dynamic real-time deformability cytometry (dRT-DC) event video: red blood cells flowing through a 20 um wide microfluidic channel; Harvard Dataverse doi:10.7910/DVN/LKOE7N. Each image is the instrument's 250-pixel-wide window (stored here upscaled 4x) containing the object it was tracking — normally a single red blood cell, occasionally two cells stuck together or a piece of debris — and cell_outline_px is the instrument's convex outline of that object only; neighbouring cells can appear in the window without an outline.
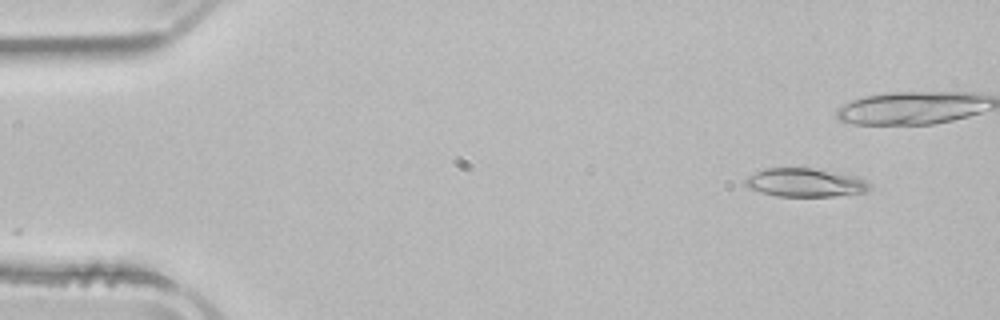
{"species": "common noctule bat (a hibernating species)", "species_latin": "Nyctalus noctula", "temperature_condition": "room temperature", "stored_images_in_passage": 41, "camera_frame_rate_fps": 3000, "um_per_image_px": 0.085, "animal": {"sex": "male", "body_mass_g": 21.5, "forearm_length_mm": 52.0}, "frame": {"image": 1, "passage_image": 5, "time_ms": 1.333, "image_size_px": [1000, 320], "cell_outline_px": [[872, 184], [864, 192], [832, 196], [776, 196], [760, 192], [748, 188], [744, 184], [744, 180], [748, 176], [764, 168], [812, 168], [856, 176]], "centroid_in_image_um": [68.39, 15.52], "position_along_channel_um": 16.6, "area_um2": 20.52}}
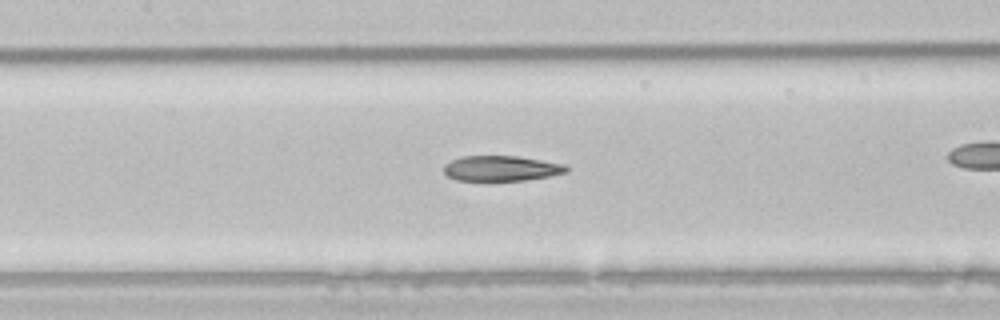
{"frame": {"image": 2, "passage_image": 24, "time_ms": 7.667, "image_size_px": [1000, 320], "cell_outline_px": [[568, 172], [548, 176], [524, 180], [456, 180], [448, 176], [444, 172], [444, 164], [460, 156], [516, 156], [564, 164], [568, 168]], "centroid_in_image_um": [42.58, 14.3], "position_along_channel_um": 164.8, "area_um2": 17.86}}
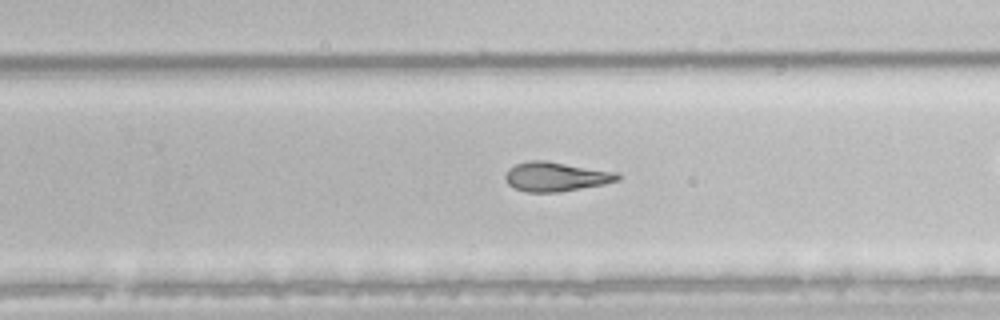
{"frame": {"image": 3, "passage_image": 33, "time_ms": 10.667, "image_size_px": [1000, 320], "cell_outline_px": [[620, 180], [604, 184], [560, 192], [528, 192], [516, 188], [508, 184], [504, 176], [508, 168], [516, 164], [528, 160], [544, 160], [616, 172], [620, 176]], "centroid_in_image_um": [47.23, 15.01], "position_along_channel_um": 282.6, "area_um2": 19.13}}